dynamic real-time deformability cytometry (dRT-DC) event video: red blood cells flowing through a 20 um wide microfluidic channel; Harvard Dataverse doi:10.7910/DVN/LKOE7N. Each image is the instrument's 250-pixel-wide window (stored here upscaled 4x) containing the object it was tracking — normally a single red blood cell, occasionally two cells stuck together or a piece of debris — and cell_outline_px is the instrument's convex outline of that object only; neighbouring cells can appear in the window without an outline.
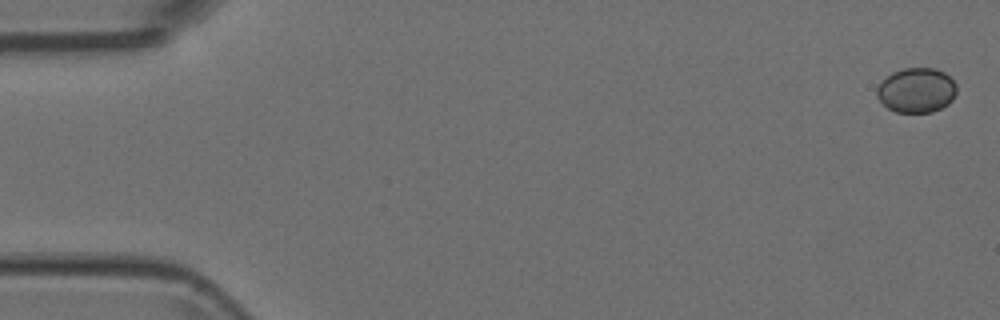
{"species": "Egyptian fruit bat (a non-hibernating species)", "species_latin": "Rousettus aegyptiacus", "temperature_condition": "room temperature", "stored_images_in_passage": 5, "camera_frame_rate_fps": 3000, "um_per_image_px": 0.085, "animal": {"sex": "female"}, "frame": {"image": 1, "passage_image": 1, "time_ms": 0.0, "image_size_px": [1000, 320], "cell_outline_px": [[956, 92], [952, 100], [948, 104], [932, 112], [896, 112], [888, 108], [876, 96], [876, 88], [892, 72], [904, 68], [932, 68], [944, 72], [956, 84]], "centroid_in_image_um": [77.9, 7.67], "position_along_channel_um": 7.1, "area_um2": 20.63}}